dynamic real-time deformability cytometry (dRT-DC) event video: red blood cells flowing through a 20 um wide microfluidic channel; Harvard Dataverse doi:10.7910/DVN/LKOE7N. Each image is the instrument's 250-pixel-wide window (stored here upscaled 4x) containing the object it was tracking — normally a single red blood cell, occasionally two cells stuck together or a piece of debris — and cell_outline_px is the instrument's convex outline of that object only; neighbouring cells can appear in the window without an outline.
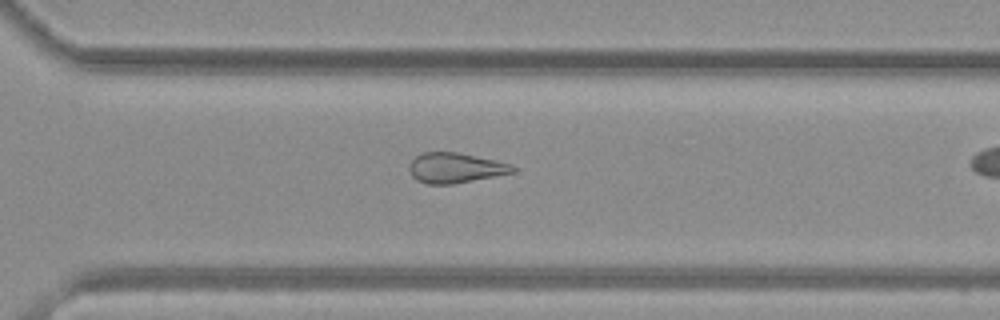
{"species": "common noctule bat (a hibernating species)", "species_latin": "Nyctalus noctula", "temperature_condition": "warm", "stored_images_in_passage": 21, "camera_frame_rate_fps": 3000, "um_per_image_px": 0.085, "animal": {"sex": "female", "body_mass_g": 19.3, "forearm_length_mm": 54.1}, "frame": {"image": 1, "passage_image": 18, "time_ms": 5.667, "image_size_px": [1000, 320], "cell_outline_px": [[516, 172], [452, 184], [428, 184], [416, 180], [412, 176], [408, 168], [408, 164], [416, 156], [424, 152], [456, 152], [512, 164], [516, 168]], "centroid_in_image_um": [38.68, 14.27], "position_along_channel_um": 331.9, "area_um2": 18.09}}